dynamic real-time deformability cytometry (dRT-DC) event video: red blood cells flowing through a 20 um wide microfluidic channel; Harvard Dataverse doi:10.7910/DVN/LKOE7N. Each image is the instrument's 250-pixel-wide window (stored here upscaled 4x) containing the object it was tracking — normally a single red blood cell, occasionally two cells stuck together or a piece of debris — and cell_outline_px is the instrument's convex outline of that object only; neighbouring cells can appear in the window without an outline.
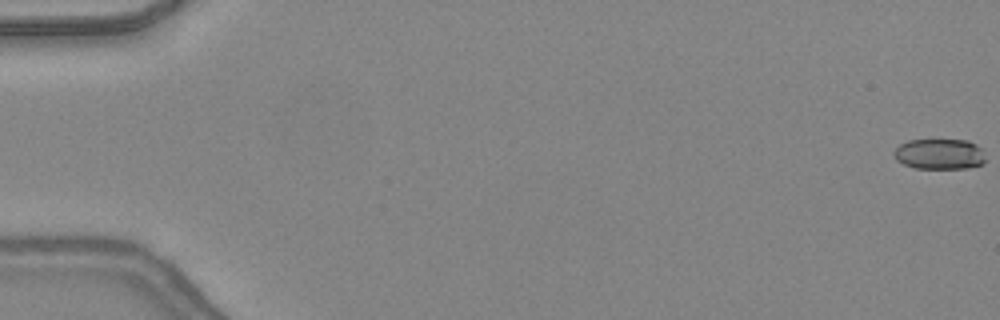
{"species": "common noctule bat (a hibernating species)", "species_latin": "Nyctalus noctula", "temperature_condition": "warm", "stored_images_in_passage": 17, "camera_frame_rate_fps": 3000, "um_per_image_px": 0.085, "animal": {"sex": "female", "body_mass_g": 24.6, "forearm_length_mm": 56.2}, "frame": {"image": 1, "passage_image": 1, "time_ms": 0.0, "image_size_px": [1000, 320], "cell_outline_px": [[984, 164], [968, 168], [916, 168], [904, 164], [896, 160], [892, 152], [900, 144], [908, 140], [968, 140], [976, 144], [980, 148], [984, 160]], "centroid_in_image_um": [79.83, 13.09], "position_along_channel_um": 5.2, "area_um2": 16.24}}
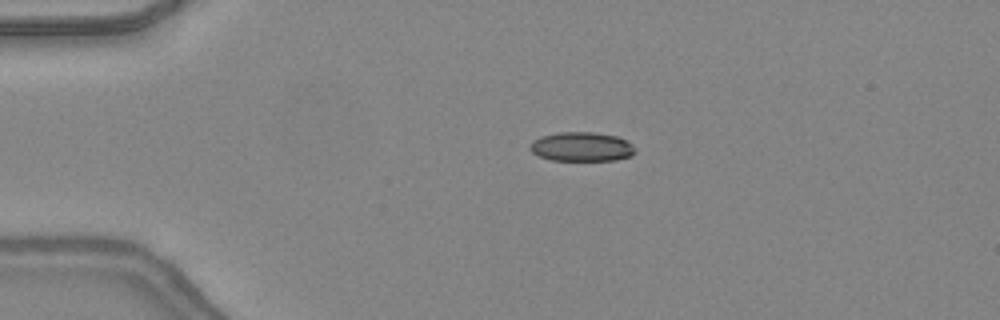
{"frame": {"image": 2, "passage_image": 12, "time_ms": 3.667, "image_size_px": [1000, 320], "cell_outline_px": [[636, 152], [632, 156], [616, 160], [552, 160], [540, 156], [532, 152], [528, 148], [532, 140], [540, 136], [560, 132], [592, 132], [616, 136], [632, 144], [636, 148]], "centroid_in_image_um": [49.44, 12.47], "position_along_channel_um": 35.6, "area_um2": 17.98}}